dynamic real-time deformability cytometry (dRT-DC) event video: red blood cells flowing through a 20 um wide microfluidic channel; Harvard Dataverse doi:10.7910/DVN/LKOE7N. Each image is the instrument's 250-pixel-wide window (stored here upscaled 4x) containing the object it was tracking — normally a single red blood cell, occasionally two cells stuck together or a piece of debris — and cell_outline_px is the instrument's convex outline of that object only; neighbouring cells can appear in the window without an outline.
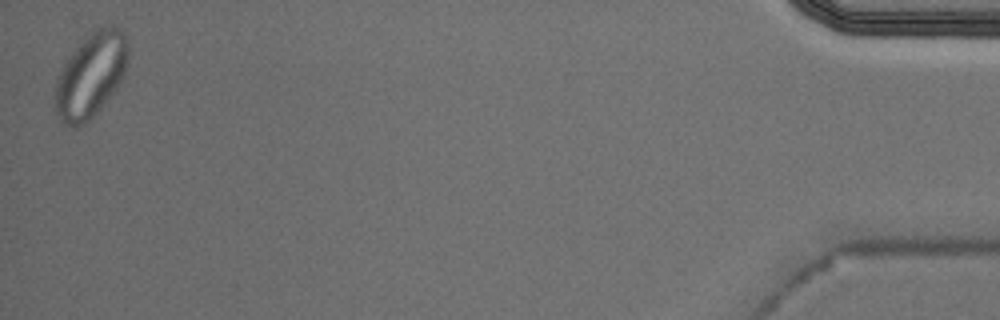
{"species": "Egyptian fruit bat (a non-hibernating species)", "species_latin": "Rousettus aegyptiacus", "temperature_condition": "cold", "stored_images_in_passage": 49, "segment_of_instrument_passage": [2, 2], "camera_frame_rate_fps": 3000, "um_per_image_px": 0.085, "animal": {"sex": "male"}, "frame": {"image": 1, "passage_image": 49, "time_ms": 16.0, "image_size_px": [1000, 320], "cell_outline_px": [[128, 64], [124, 76], [116, 88], [100, 108], [84, 124], [76, 128], [72, 128], [64, 124], [56, 116], [52, 96], [56, 80], [64, 64], [72, 52], [84, 40], [100, 28], [116, 28], [124, 32], [128, 36]], "centroid_in_image_um": [7.69, 6.47], "position_along_channel_um": 427.5, "area_um2": 35.84}}